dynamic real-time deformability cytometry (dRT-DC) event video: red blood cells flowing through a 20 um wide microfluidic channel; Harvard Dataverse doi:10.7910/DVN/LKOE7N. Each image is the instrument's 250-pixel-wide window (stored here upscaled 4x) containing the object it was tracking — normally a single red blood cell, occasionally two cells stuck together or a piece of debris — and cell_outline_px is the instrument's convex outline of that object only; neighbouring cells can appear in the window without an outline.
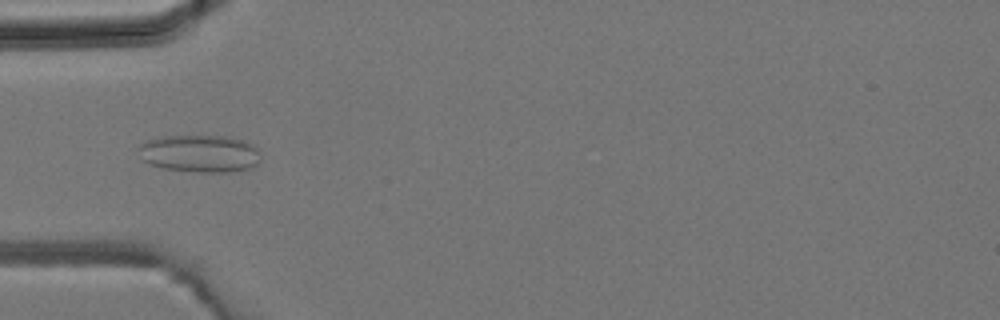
{"species": "common noctule bat (a hibernating species)", "species_latin": "Nyctalus noctula", "temperature_condition": "room temperature", "stored_images_in_passage": 43, "camera_frame_rate_fps": 3000, "um_per_image_px": 0.085, "animal": {"sex": "male", "body_mass_g": 19.2, "forearm_length_mm": 51.8}, "frame": {"image": 1, "passage_image": 14, "time_ms": 4.333, "image_size_px": [1000, 320], "cell_outline_px": [[260, 156], [256, 164], [252, 168], [232, 172], [196, 172], [164, 168], [148, 164], [140, 160], [136, 148], [144, 140], [164, 136], [224, 136], [244, 140], [252, 144], [256, 148]], "centroid_in_image_um": [16.91, 13.05], "position_along_channel_um": 68.1, "area_um2": 27.05}}
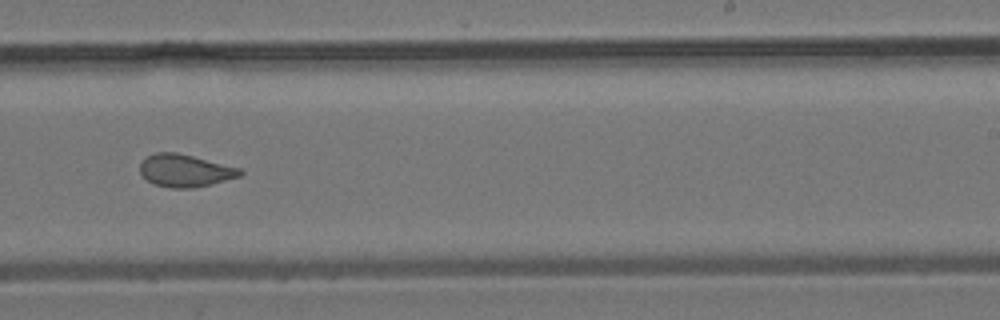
{"frame": {"image": 2, "passage_image": 27, "time_ms": 8.667, "image_size_px": [1000, 320], "cell_outline_px": [[244, 172], [240, 176], [212, 184], [192, 188], [172, 188], [152, 184], [140, 172], [140, 164], [148, 156], [156, 152], [176, 152], [240, 168]], "centroid_in_image_um": [15.73, 14.51], "position_along_channel_um": 273.3, "area_um2": 18.79}}
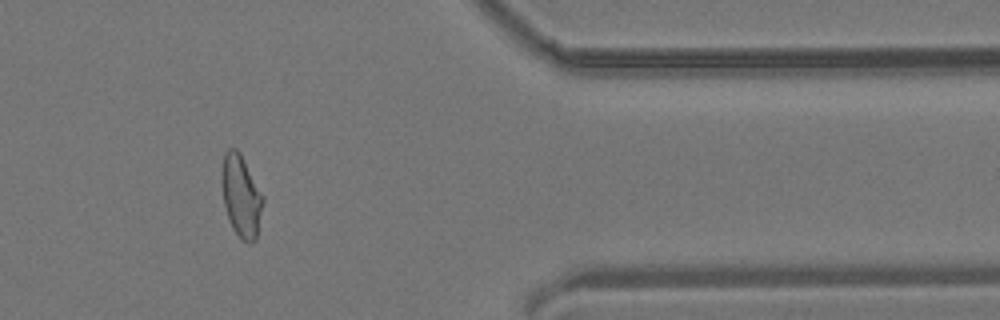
{"frame": {"image": 3, "passage_image": 36, "time_ms": 11.667, "image_size_px": [1000, 320], "cell_outline_px": [[264, 200], [256, 240], [252, 244], [248, 244], [232, 228], [224, 204], [220, 180], [220, 176], [224, 152], [228, 148], [236, 148], [240, 152], [264, 196]], "centroid_in_image_um": [20.49, 16.63], "position_along_channel_um": 390.9, "area_um2": 19.94}}